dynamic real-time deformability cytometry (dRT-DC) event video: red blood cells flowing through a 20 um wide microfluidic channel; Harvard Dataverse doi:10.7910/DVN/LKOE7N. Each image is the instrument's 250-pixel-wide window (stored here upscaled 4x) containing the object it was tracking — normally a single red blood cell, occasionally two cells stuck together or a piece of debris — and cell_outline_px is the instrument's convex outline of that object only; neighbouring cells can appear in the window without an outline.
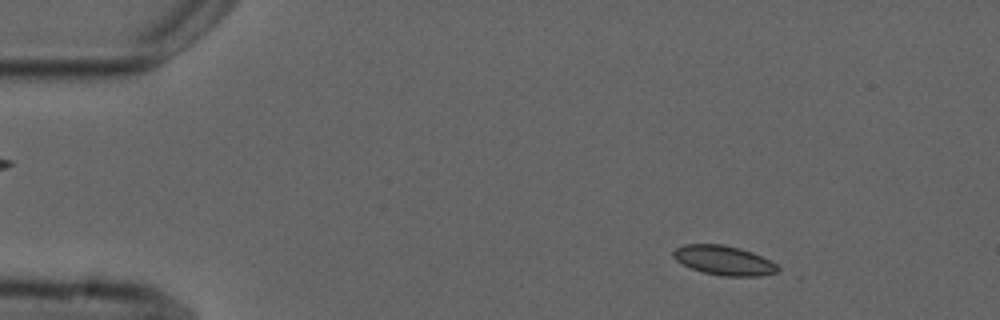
{"species": "common noctule bat (a hibernating species)", "species_latin": "Nyctalus noctula", "temperature_condition": "cold", "stored_images_in_passage": 5, "camera_frame_rate_fps": 3000, "um_per_image_px": 0.085, "animal": {"sex": "male", "forearm_length_mm": 52.5}, "frame": {"image": 1, "passage_image": 3, "time_ms": 2.333, "image_size_px": [1000, 320], "cell_outline_px": [[780, 268], [776, 272], [760, 276], [724, 276], [704, 272], [692, 268], [676, 260], [672, 256], [672, 252], [676, 248], [684, 244], [724, 244], [740, 248], [752, 252], [776, 264]], "centroid_in_image_um": [61.51, 22.12], "position_along_channel_um": 23.5, "area_um2": 17.74}}